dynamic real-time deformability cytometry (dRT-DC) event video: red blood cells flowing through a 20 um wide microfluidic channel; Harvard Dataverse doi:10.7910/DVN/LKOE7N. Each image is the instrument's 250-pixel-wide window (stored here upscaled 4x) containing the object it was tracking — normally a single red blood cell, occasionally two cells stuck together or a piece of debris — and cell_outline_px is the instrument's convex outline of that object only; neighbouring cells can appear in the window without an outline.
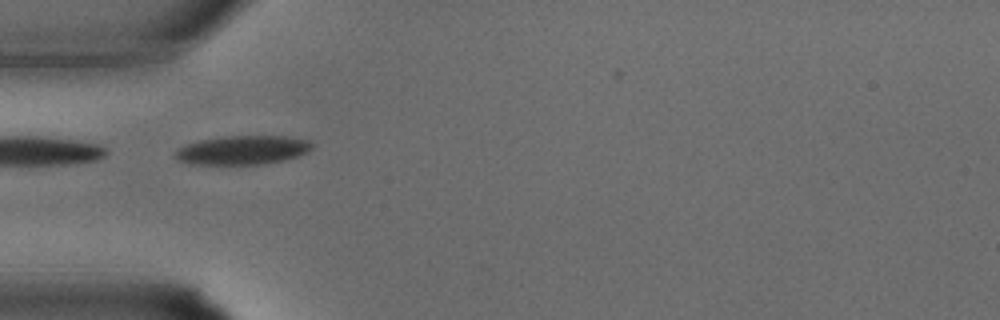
{"species": "common noctule bat (a hibernating species)", "species_latin": "Nyctalus noctula", "temperature_condition": "warm", "stored_images_in_passage": 23, "camera_frame_rate_fps": 3000, "um_per_image_px": 0.085, "animal": {"sex": "male", "body_mass_g": 15.6}, "frame": {"image": 1, "passage_image": 1, "time_ms": 0.0, "image_size_px": [1000, 320], "cell_outline_px": [[316, 144], [308, 152], [284, 160], [268, 164], [188, 164], [176, 160], [172, 156], [180, 148], [188, 144], [200, 140], [224, 136], [284, 136], [308, 140]], "centroid_in_image_um": [20.63, 12.76], "position_along_channel_um": 64.4, "area_um2": 23.18}}
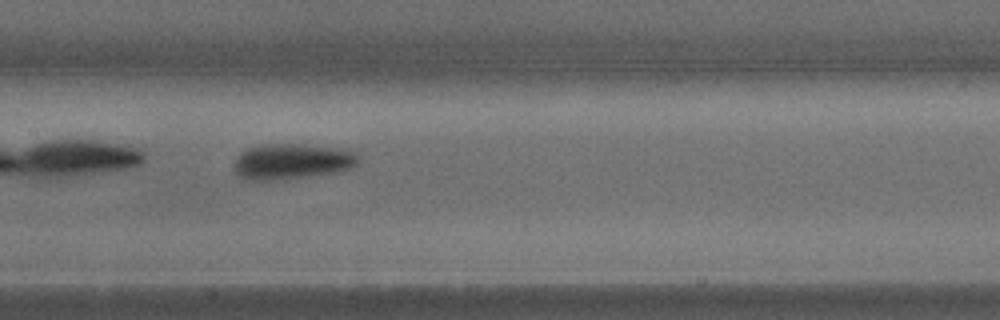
{"frame": {"image": 2, "passage_image": 7, "time_ms": 2.0, "image_size_px": [1000, 320], "cell_outline_px": [[360, 160], [356, 164], [340, 172], [284, 180], [244, 180], [232, 168], [236, 156], [248, 148], [268, 144], [296, 144], [328, 148], [352, 152]], "centroid_in_image_um": [24.72, 13.76], "position_along_channel_um": 182.7, "area_um2": 25.55}}
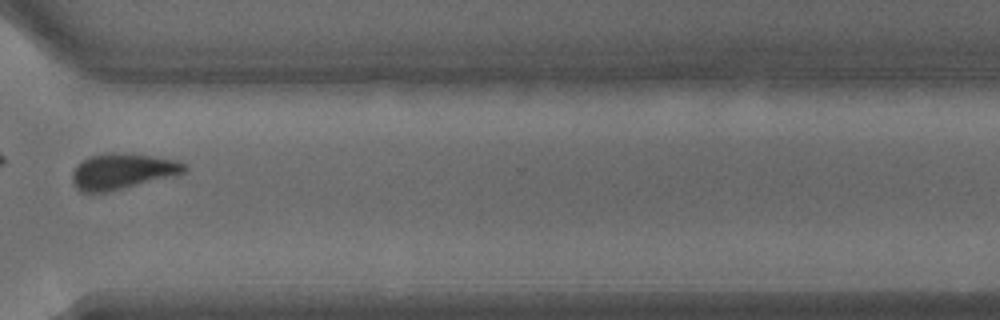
{"frame": {"image": 3, "passage_image": 16, "time_ms": 5.0, "image_size_px": [1000, 320], "cell_outline_px": [[188, 168], [184, 172], [104, 192], [80, 192], [76, 188], [72, 180], [72, 172], [76, 164], [92, 156], [108, 152], [128, 152], [156, 156], [176, 160], [184, 164]], "centroid_in_image_um": [10.34, 14.52], "position_along_channel_um": 360.3, "area_um2": 22.95}}